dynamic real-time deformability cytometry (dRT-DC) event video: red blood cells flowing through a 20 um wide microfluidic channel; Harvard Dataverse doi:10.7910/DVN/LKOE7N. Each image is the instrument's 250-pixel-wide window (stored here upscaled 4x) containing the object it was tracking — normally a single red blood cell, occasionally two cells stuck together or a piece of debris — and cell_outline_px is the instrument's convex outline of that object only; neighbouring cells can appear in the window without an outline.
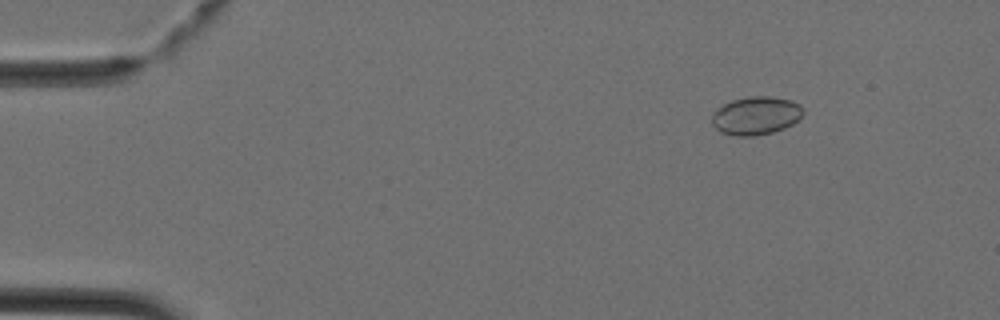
{"species": "Egyptian fruit bat (a non-hibernating species)", "species_latin": "Rousettus aegyptiacus", "temperature_condition": "cold", "stored_images_in_passage": 40, "camera_frame_rate_fps": 3000, "um_per_image_px": 0.085, "animal": {"sex": "female"}, "frame": {"image": 1, "passage_image": 1, "time_ms": 0.0, "image_size_px": [1000, 320], "cell_outline_px": [[804, 112], [800, 120], [784, 128], [772, 132], [752, 136], [736, 136], [720, 132], [712, 124], [712, 112], [716, 108], [732, 100], [752, 96], [772, 96], [792, 100], [800, 104], [804, 108]], "centroid_in_image_um": [64.28, 9.82], "position_along_channel_um": 20.7, "area_um2": 20.58}}
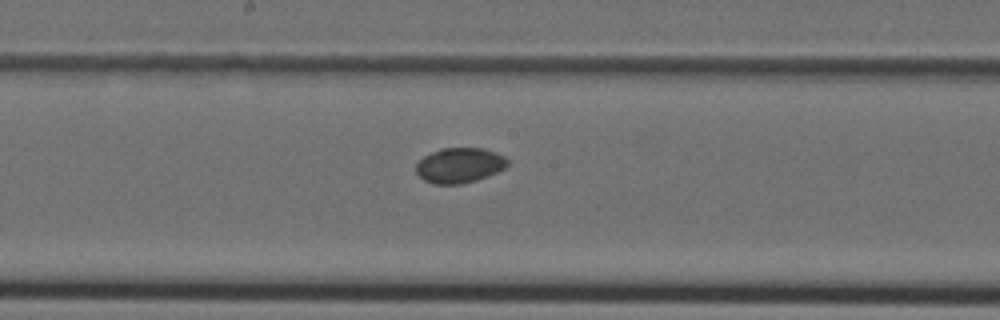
{"frame": {"image": 2, "passage_image": 19, "time_ms": 6.0, "image_size_px": [1000, 320], "cell_outline_px": [[508, 164], [504, 168], [488, 176], [476, 180], [460, 184], [436, 184], [424, 180], [416, 172], [416, 164], [424, 156], [440, 148], [480, 148], [496, 152], [504, 156], [508, 160]], "centroid_in_image_um": [39.06, 14.05], "position_along_channel_um": 209.1, "area_um2": 18.61}}
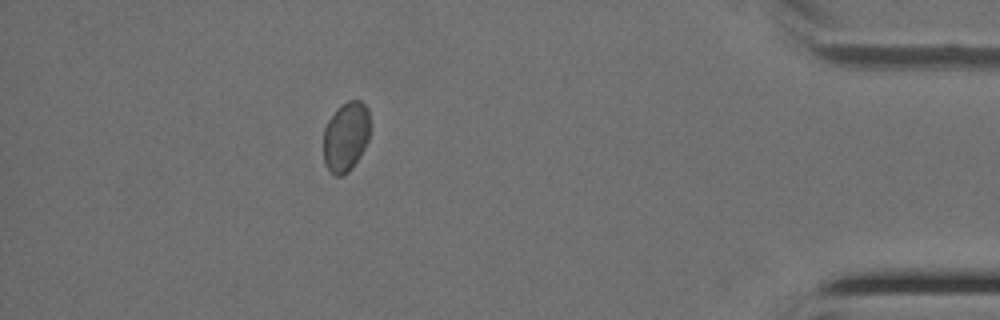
{"frame": {"image": 3, "passage_image": 35, "time_ms": 11.333, "image_size_px": [1000, 320], "cell_outline_px": [[368, 140], [360, 156], [352, 168], [348, 172], [340, 176], [336, 176], [324, 164], [324, 128], [328, 120], [336, 108], [340, 104], [348, 100], [360, 100], [368, 108]], "centroid_in_image_um": [29.38, 11.6], "position_along_channel_um": 405.8, "area_um2": 18.9}}